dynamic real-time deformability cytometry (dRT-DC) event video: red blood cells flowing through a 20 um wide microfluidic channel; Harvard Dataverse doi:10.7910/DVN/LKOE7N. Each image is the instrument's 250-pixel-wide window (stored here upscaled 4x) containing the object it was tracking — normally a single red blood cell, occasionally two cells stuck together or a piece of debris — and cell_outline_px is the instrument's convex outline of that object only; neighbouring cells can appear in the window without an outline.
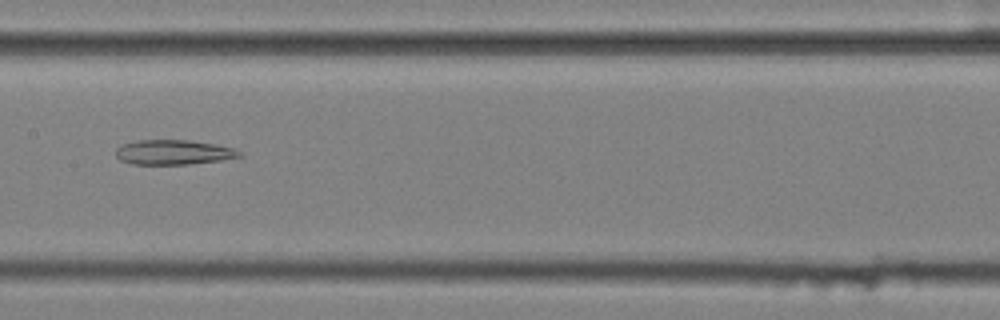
{"species": "common noctule bat (a hibernating species)", "species_latin": "Nyctalus noctula", "temperature_condition": "cold", "stored_images_in_passage": 57, "segment_of_instrument_passage": [2, 2], "camera_frame_rate_fps": 3000, "um_per_image_px": 0.085, "animal": {"sex": "female", "body_mass_g": 25.1}, "frame": {"image": 1, "passage_image": 29, "time_ms": 9.333, "image_size_px": [1000, 320], "cell_outline_px": [[244, 156], [220, 160], [188, 164], [132, 164], [120, 160], [116, 156], [116, 148], [120, 144], [136, 140], [188, 140], [212, 144], [232, 148], [240, 152]], "centroid_in_image_um": [14.68, 12.94], "position_along_channel_um": 192.7, "area_um2": 17.74}}
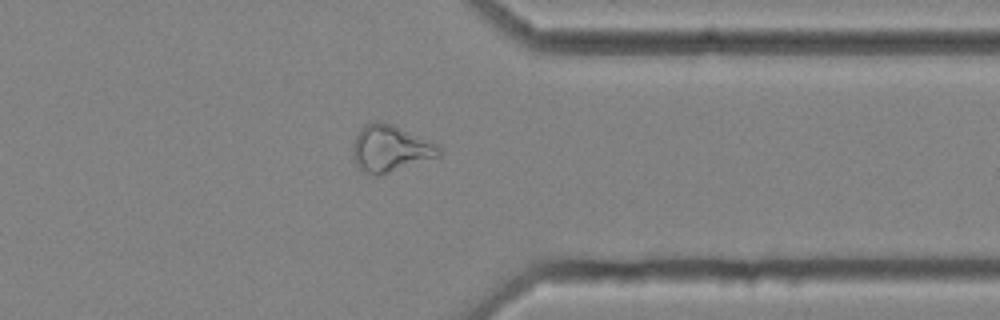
{"frame": {"image": 2, "passage_image": 45, "time_ms": 14.667, "image_size_px": [1000, 320], "cell_outline_px": [[440, 156], [380, 176], [376, 176], [360, 172], [352, 160], [352, 144], [360, 128], [364, 124], [372, 120], [380, 120], [392, 124], [436, 144], [440, 148]], "centroid_in_image_um": [33.09, 12.64], "position_along_channel_um": 378.3, "area_um2": 23.87}}
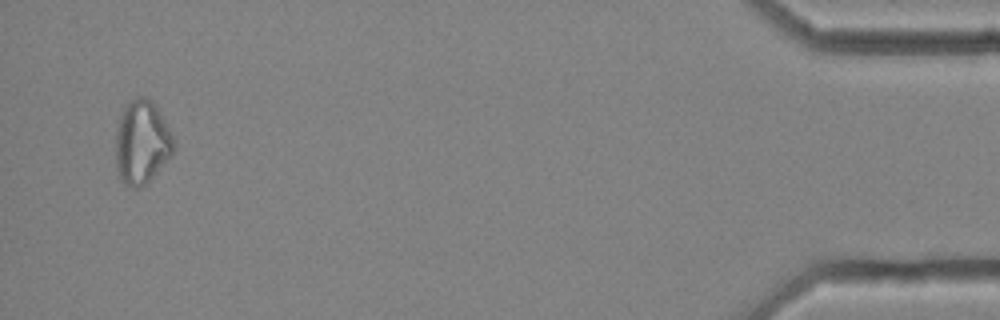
{"frame": {"image": 3, "passage_image": 55, "time_ms": 18.0, "image_size_px": [1000, 320], "cell_outline_px": [[172, 152], [156, 172], [144, 184], [136, 188], [124, 184], [120, 180], [116, 172], [116, 128], [120, 116], [124, 108], [136, 96], [144, 96], [152, 100], [156, 104], [172, 136]], "centroid_in_image_um": [12.0, 12.07], "position_along_channel_um": 423.2, "area_um2": 27.74}}